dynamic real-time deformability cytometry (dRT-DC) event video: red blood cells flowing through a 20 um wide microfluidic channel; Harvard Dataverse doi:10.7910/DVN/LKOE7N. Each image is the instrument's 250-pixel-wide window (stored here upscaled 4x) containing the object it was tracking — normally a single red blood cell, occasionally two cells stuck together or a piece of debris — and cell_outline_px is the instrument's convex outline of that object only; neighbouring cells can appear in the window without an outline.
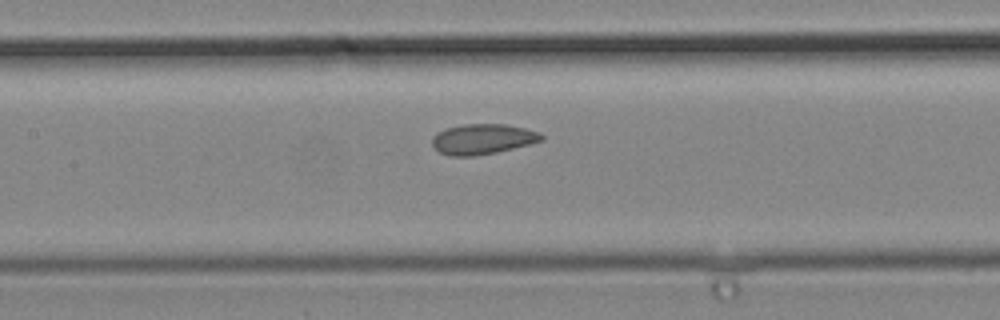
{"species": "common noctule bat (a hibernating species)", "species_latin": "Nyctalus noctula", "temperature_condition": "cold", "stored_images_in_passage": 6, "segment_of_instrument_passage": [2, 2], "camera_frame_rate_fps": 3000, "um_per_image_px": 0.085, "animal": {"sex": "male", "body_mass_g": 19.2, "forearm_length_mm": 51.8}, "frame": {"image": 1, "passage_image": 6, "time_ms": 1.667, "image_size_px": [1000, 320], "cell_outline_px": [[544, 140], [496, 152], [472, 156], [452, 156], [440, 152], [432, 144], [432, 136], [436, 132], [444, 128], [464, 124], [504, 124], [524, 128], [540, 132], [544, 136]], "centroid_in_image_um": [41.0, 11.81], "position_along_channel_um": 166.4, "area_um2": 19.25}}